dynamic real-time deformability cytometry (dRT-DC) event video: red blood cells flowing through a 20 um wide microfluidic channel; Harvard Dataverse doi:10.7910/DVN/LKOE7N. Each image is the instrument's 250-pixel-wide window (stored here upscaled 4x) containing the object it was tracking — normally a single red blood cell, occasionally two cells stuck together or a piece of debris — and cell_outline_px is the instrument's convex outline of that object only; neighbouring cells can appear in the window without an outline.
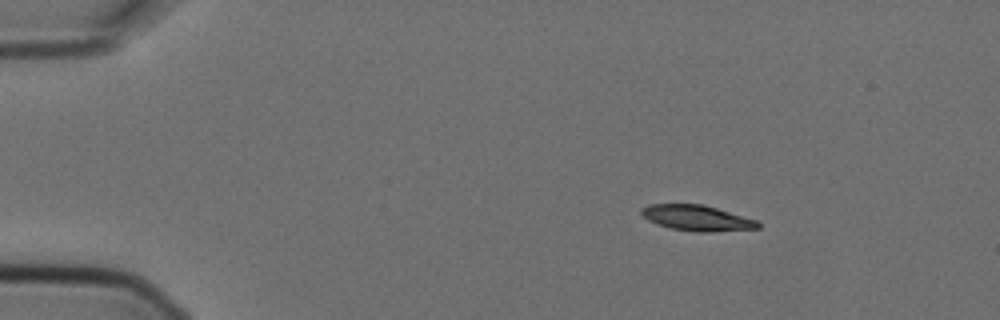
{"species": "Egyptian fruit bat (a non-hibernating species)", "species_latin": "Rousettus aegyptiacus", "temperature_condition": "cold", "stored_images_in_passage": 7, "camera_frame_rate_fps": 3000, "um_per_image_px": 0.085, "animal": {"sex": "female"}, "frame": {"image": 1, "passage_image": 1, "time_ms": 0.0, "image_size_px": [1000, 320], "cell_outline_px": [[760, 228], [712, 232], [696, 232], [672, 228], [656, 224], [648, 220], [640, 212], [640, 208], [648, 204], [704, 204], [756, 220], [760, 224]], "centroid_in_image_um": [59.22, 18.52], "position_along_channel_um": 25.8, "area_um2": 17.4}}
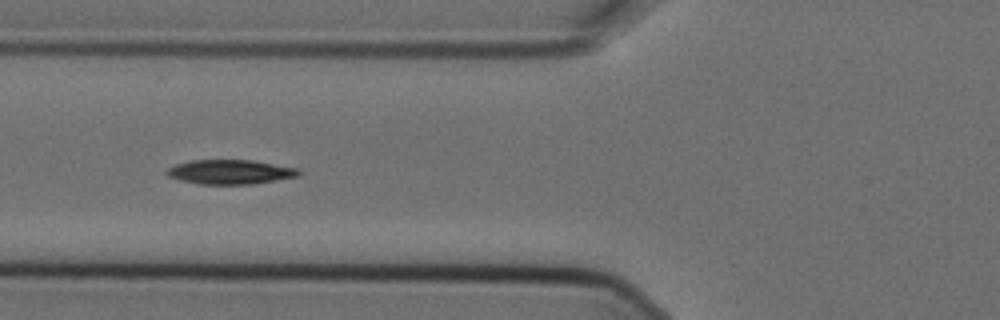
{"frame": {"image": 2, "passage_image": 4, "time_ms": 1.0, "image_size_px": [1000, 320], "cell_outline_px": [[300, 172], [296, 176], [252, 184], [196, 184], [180, 180], [168, 176], [164, 172], [168, 168], [176, 164], [188, 160], [252, 160], [296, 168]], "centroid_in_image_um": [19.47, 14.61], "position_along_channel_um": 106.3, "area_um2": 18.61}}
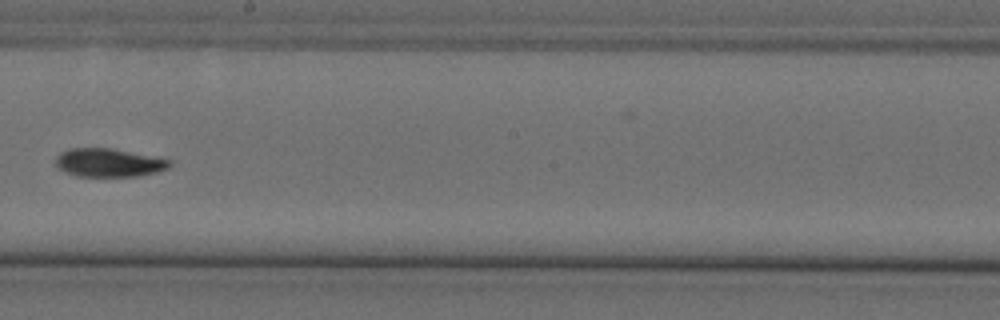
{"frame": {"image": 3, "passage_image": 7, "time_ms": 2.0, "image_size_px": [1000, 320], "cell_outline_px": [[172, 164], [168, 168], [156, 172], [140, 176], [76, 176], [64, 172], [56, 168], [56, 156], [60, 152], [68, 148], [108, 148], [172, 160]], "centroid_in_image_um": [9.2, 13.83], "position_along_channel_um": 239.0, "area_um2": 18.84}}